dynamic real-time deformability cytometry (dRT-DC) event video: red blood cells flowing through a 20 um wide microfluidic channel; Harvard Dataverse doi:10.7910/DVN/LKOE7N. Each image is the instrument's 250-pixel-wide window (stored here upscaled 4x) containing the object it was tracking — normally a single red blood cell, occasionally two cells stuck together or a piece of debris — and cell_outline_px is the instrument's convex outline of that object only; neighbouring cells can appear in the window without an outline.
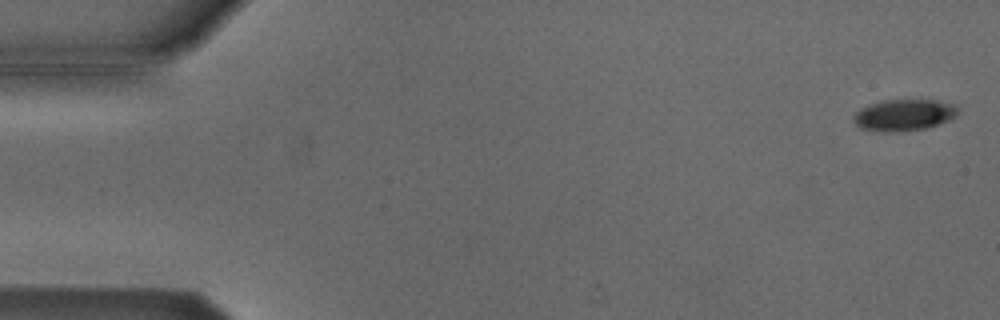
{"species": "Egyptian fruit bat (a non-hibernating species)", "species_latin": "Rousettus aegyptiacus", "temperature_condition": "cold", "stored_images_in_passage": 10, "camera_frame_rate_fps": 3000, "um_per_image_px": 0.085, "animal": {"sex": "male"}, "frame": {"image": 1, "passage_image": 2, "time_ms": 0.333, "image_size_px": [1000, 320], "cell_outline_px": [[960, 112], [956, 116], [948, 120], [928, 128], [900, 132], [884, 132], [860, 128], [852, 120], [852, 116], [860, 108], [868, 104], [884, 100], [936, 100], [956, 104], [960, 108]], "centroid_in_image_um": [76.85, 9.77], "position_along_channel_um": 8.1, "area_um2": 19.54}}